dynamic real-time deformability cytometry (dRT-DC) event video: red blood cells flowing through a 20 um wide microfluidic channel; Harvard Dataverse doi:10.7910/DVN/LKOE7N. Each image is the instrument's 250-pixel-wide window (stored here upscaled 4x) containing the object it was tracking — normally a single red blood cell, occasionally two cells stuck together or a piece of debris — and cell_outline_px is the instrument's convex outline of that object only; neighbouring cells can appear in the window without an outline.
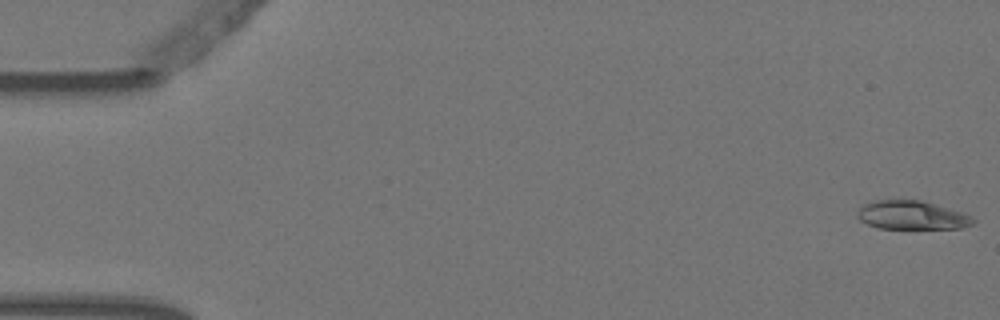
{"species": "Egyptian fruit bat (a non-hibernating species)", "species_latin": "Rousettus aegyptiacus", "temperature_condition": "warm", "stored_images_in_passage": 5, "camera_frame_rate_fps": 3000, "um_per_image_px": 0.085, "animal": {"sex": "female"}, "frame": {"image": 1, "passage_image": 1, "time_ms": 0.0, "image_size_px": [1000, 320], "cell_outline_px": [[976, 220], [972, 224], [960, 228], [880, 228], [868, 224], [860, 220], [856, 212], [864, 204], [876, 200], [920, 200], [936, 204], [964, 212], [972, 216]], "centroid_in_image_um": [77.54, 18.28], "position_along_channel_um": 7.5, "area_um2": 19.25}}
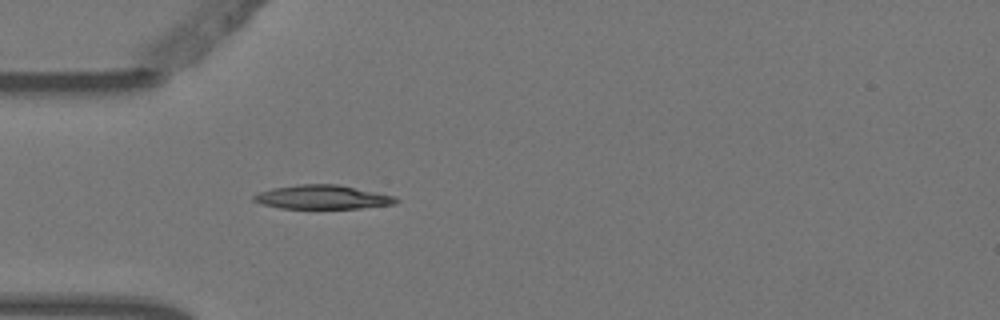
{"frame": {"image": 2, "passage_image": 5, "time_ms": 1.333, "image_size_px": [1000, 320], "cell_outline_px": [[400, 200], [396, 204], [360, 208], [280, 208], [260, 204], [252, 200], [252, 196], [260, 192], [272, 188], [296, 184], [336, 184], [396, 196]], "centroid_in_image_um": [27.4, 16.75], "position_along_channel_um": 57.6, "area_um2": 19.88}}